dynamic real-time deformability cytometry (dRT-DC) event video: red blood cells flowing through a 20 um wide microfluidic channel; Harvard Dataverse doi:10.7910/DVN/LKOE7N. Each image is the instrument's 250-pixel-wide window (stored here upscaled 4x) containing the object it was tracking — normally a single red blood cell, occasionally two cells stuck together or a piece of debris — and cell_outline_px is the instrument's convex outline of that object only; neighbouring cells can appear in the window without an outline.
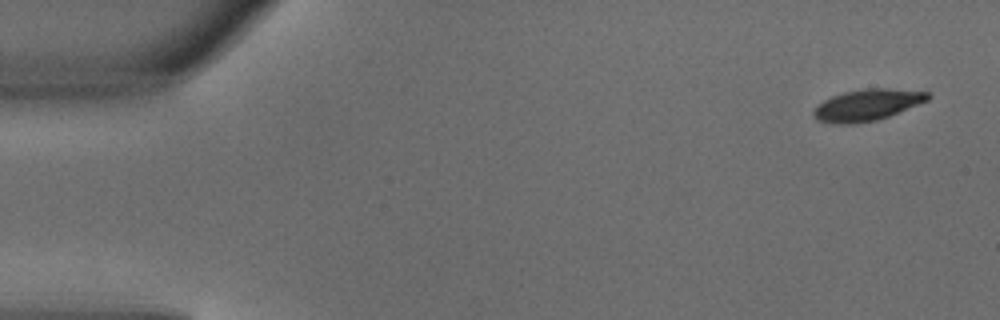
{"species": "common noctule bat (a hibernating species)", "species_latin": "Nyctalus noctula", "temperature_condition": "warm", "stored_images_in_passage": 5, "camera_frame_rate_fps": 3000, "um_per_image_px": 0.085, "animal": {"sex": "male", "body_mass_g": 18.8}, "frame": {"image": 1, "passage_image": 1, "time_ms": 0.0, "image_size_px": [1000, 320], "cell_outline_px": [[932, 96], [928, 100], [888, 116], [876, 120], [856, 124], [836, 124], [816, 120], [812, 116], [812, 112], [824, 100], [832, 96], [844, 92], [864, 88], [888, 88], [928, 92]], "centroid_in_image_um": [73.69, 8.92], "position_along_channel_um": 11.3, "area_um2": 20.87}}
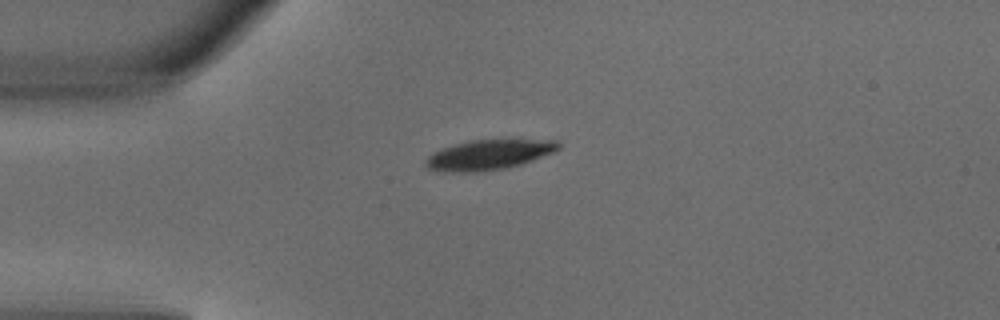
{"frame": {"image": 2, "passage_image": 4, "time_ms": 1.0, "image_size_px": [1000, 320], "cell_outline_px": [[560, 148], [552, 152], [520, 164], [508, 168], [476, 172], [444, 172], [428, 168], [424, 164], [424, 160], [432, 152], [468, 140], [556, 140], [560, 144]], "centroid_in_image_um": [41.49, 13.16], "position_along_channel_um": 43.5, "area_um2": 23.0}}
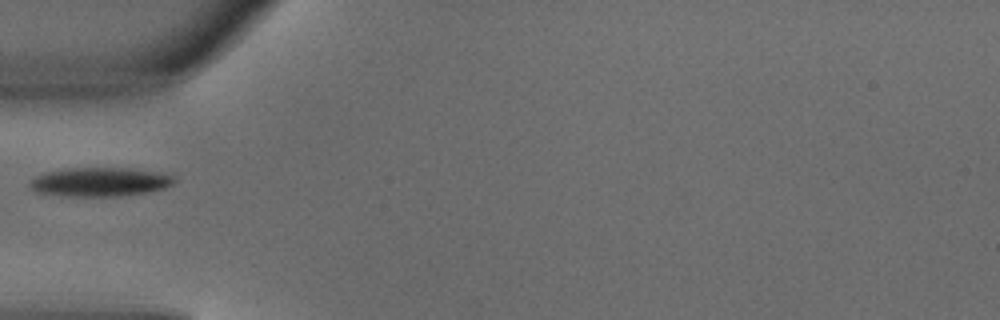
{"frame": {"image": 3, "passage_image": 5, "time_ms": 1.333, "image_size_px": [1000, 320], "cell_outline_px": [[176, 180], [172, 184], [164, 188], [144, 192], [116, 196], [72, 196], [32, 192], [28, 184], [28, 180], [32, 176], [44, 172], [68, 168], [128, 168], [160, 172], [176, 176]], "centroid_in_image_um": [8.41, 15.45], "position_along_channel_um": 76.6, "area_um2": 24.57}}